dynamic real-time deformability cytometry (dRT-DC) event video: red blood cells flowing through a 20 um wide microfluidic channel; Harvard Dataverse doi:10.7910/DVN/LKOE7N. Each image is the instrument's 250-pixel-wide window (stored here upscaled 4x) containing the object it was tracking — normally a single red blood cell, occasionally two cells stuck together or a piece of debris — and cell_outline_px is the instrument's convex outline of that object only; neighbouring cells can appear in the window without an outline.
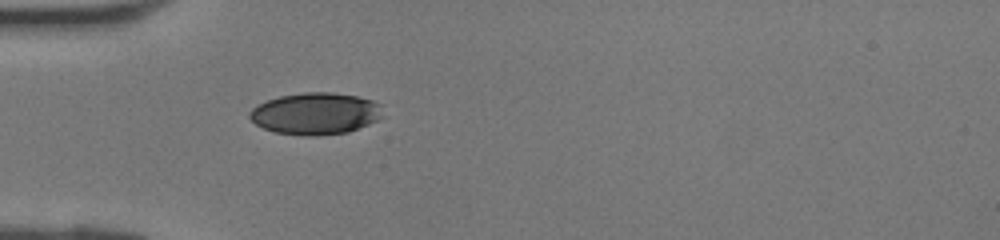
{"species": "human", "species_latin": "Homo sapiens", "temperature_condition": "room temperature", "stored_images_in_passage": 29, "camera_frame_rate_fps": 3000, "um_per_image_px": 0.085, "donor": {"sex": "female"}, "frame": {"image": 1, "passage_image": 1, "time_ms": 0.0, "image_size_px": [1000, 240], "cell_outline_px": [[384, 116], [368, 124], [348, 132], [312, 136], [304, 136], [276, 132], [264, 128], [256, 124], [248, 116], [248, 112], [252, 108], [268, 100], [280, 96], [304, 92], [332, 92], [356, 96], [372, 100], [380, 104]], "centroid_in_image_um": [26.82, 9.65], "position_along_channel_um": 58.2, "area_um2": 32.37}}
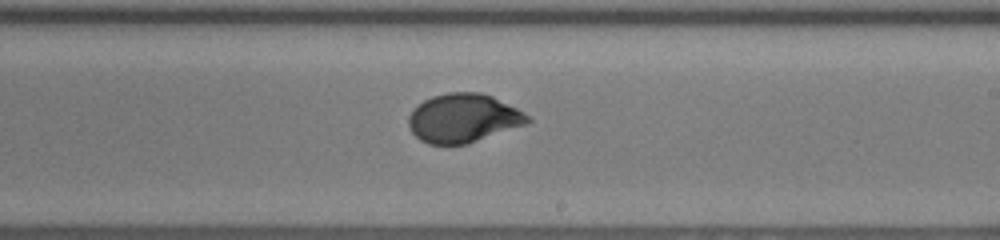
{"frame": {"image": 2, "passage_image": 13, "time_ms": 4.0, "image_size_px": [1000, 240], "cell_outline_px": [[532, 120], [524, 124], [468, 144], [428, 144], [420, 140], [412, 132], [408, 124], [408, 116], [424, 100], [432, 96], [448, 92], [480, 92], [492, 96], [524, 112]], "centroid_in_image_um": [39.36, 10.04], "position_along_channel_um": 249.6, "area_um2": 33.47}}
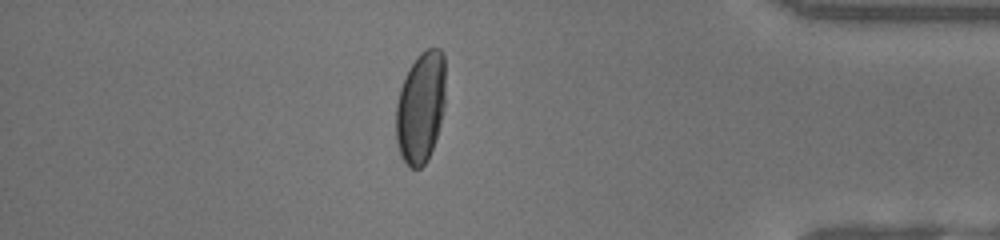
{"frame": {"image": 3, "passage_image": 24, "time_ms": 7.667, "image_size_px": [1000, 240], "cell_outline_px": [[444, 104], [440, 124], [428, 160], [420, 168], [412, 168], [400, 156], [396, 140], [396, 104], [400, 88], [408, 68], [416, 56], [420, 52], [428, 48], [440, 48], [444, 52]], "centroid_in_image_um": [35.74, 9.09], "position_along_channel_um": 399.5, "area_um2": 32.19}}